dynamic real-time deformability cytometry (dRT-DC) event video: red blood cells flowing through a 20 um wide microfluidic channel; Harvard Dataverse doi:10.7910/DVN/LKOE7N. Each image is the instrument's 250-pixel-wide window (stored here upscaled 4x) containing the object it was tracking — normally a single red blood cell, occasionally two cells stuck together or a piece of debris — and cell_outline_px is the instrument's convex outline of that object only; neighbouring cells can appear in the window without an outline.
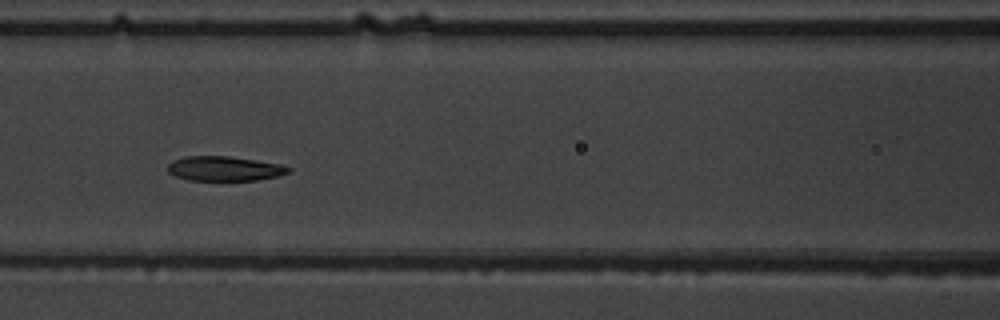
{"species": "common noctule bat (a hibernating species)", "species_latin": "Nyctalus noctula", "temperature_condition": "warm", "stored_images_in_passage": 7, "camera_frame_rate_fps": 3000, "um_per_image_px": 0.085, "animal": {"sex": "male", "body_mass_g": 19.5, "forearm_length_mm": 54.6}, "frame": {"image": 1, "passage_image": 5, "time_ms": 5.667, "image_size_px": [1000, 320], "cell_outline_px": [[292, 168], [288, 172], [276, 176], [256, 180], [188, 180], [176, 176], [168, 172], [168, 164], [172, 160], [184, 156], [228, 156], [256, 160], [280, 164]], "centroid_in_image_um": [19.04, 14.32], "position_along_channel_um": 147.6, "area_um2": 17.22}}
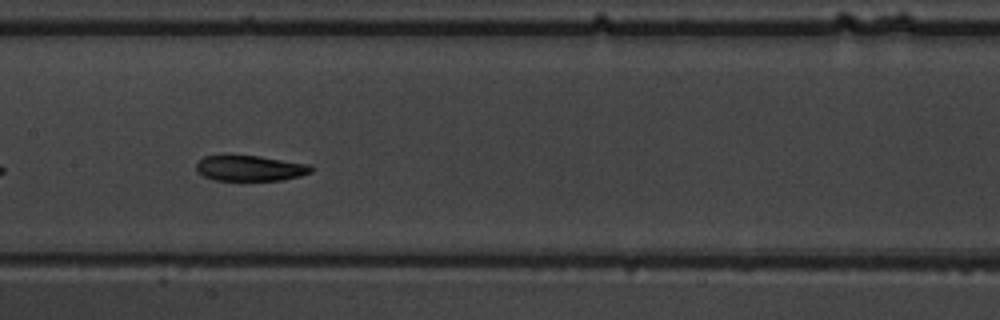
{"frame": {"image": 2, "passage_image": 6, "time_ms": 6.667, "image_size_px": [1000, 320], "cell_outline_px": [[312, 172], [300, 176], [284, 180], [216, 180], [204, 176], [196, 168], [196, 160], [204, 156], [260, 156], [312, 164]], "centroid_in_image_um": [21.3, 14.29], "position_along_channel_um": 186.1, "area_um2": 17.11}}
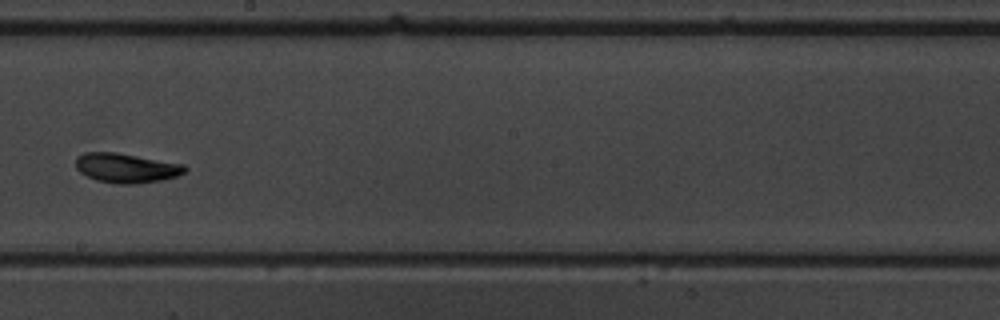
{"frame": {"image": 3, "passage_image": 7, "time_ms": 8.0, "image_size_px": [1000, 320], "cell_outline_px": [[188, 168], [184, 172], [176, 176], [160, 180], [136, 184], [116, 184], [96, 180], [80, 172], [76, 168], [76, 156], [84, 152], [116, 152], [184, 164]], "centroid_in_image_um": [10.71, 14.27], "position_along_channel_um": 237.5, "area_um2": 18.79}}